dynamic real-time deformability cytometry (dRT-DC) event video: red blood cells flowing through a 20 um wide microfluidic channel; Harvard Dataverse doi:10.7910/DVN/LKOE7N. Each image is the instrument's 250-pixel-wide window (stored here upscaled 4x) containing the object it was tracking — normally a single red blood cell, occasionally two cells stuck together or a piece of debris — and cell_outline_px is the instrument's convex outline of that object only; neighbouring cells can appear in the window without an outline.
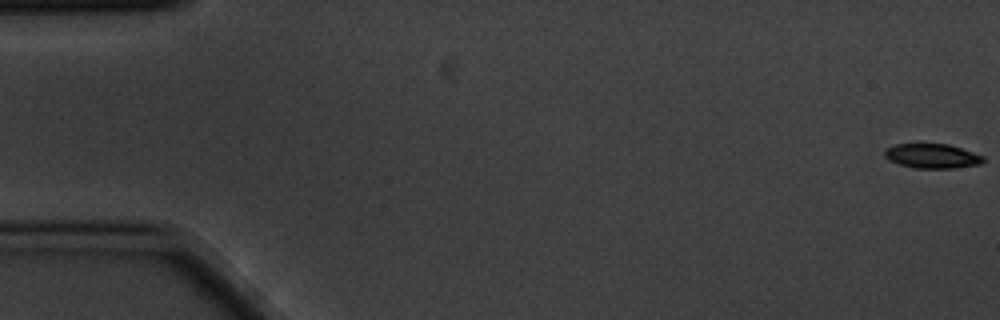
{"species": "common noctule bat (a hibernating species)", "species_latin": "Nyctalus noctula", "temperature_condition": "cold", "stored_images_in_passage": 9, "camera_frame_rate_fps": 3000, "um_per_image_px": 0.085, "animal": {"sex": "male", "body_mass_g": 20.1, "forearm_length_mm": 53.5}, "frame": {"image": 1, "passage_image": 1, "time_ms": 0.0, "image_size_px": [1000, 320], "cell_outline_px": [[984, 160], [980, 164], [956, 168], [916, 168], [900, 164], [888, 160], [884, 156], [884, 148], [896, 144], [920, 140], [948, 144], [984, 156]], "centroid_in_image_um": [79.16, 13.2], "position_along_channel_um": 5.8, "area_um2": 14.8}}
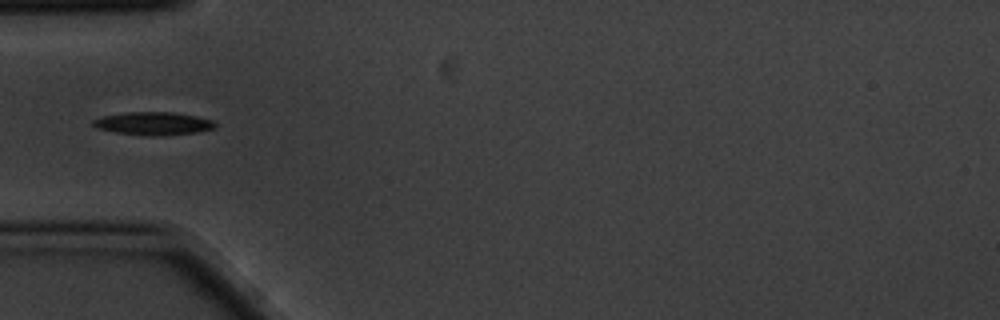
{"frame": {"image": 2, "passage_image": 6, "time_ms": 1.667, "image_size_px": [1000, 320], "cell_outline_px": [[216, 128], [200, 132], [164, 136], [152, 136], [116, 132], [96, 128], [92, 124], [92, 120], [104, 116], [124, 112], [172, 112], [196, 116], [212, 120], [216, 124]], "centroid_in_image_um": [13.07, 10.5], "position_along_channel_um": 71.9, "area_um2": 16.47}}